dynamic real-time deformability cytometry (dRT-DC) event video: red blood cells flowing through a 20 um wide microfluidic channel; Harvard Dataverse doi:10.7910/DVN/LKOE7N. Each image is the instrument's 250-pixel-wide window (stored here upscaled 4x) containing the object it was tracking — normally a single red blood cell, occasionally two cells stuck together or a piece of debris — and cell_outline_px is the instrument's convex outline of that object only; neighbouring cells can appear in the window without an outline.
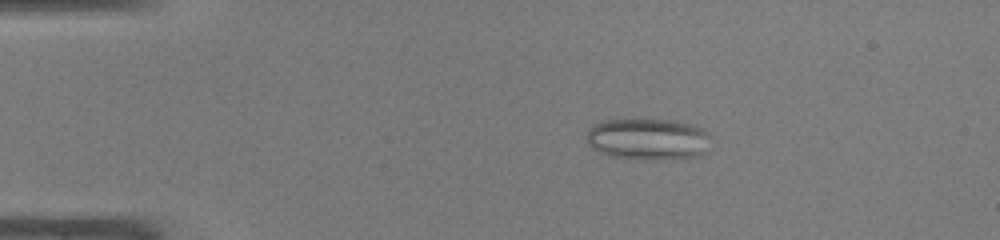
{"species": "common noctule bat (a hibernating species)", "species_latin": "Nyctalus noctula", "temperature_condition": "warm", "stored_images_in_passage": 48, "camera_frame_rate_fps": 3000, "um_per_image_px": 0.085, "animal": {"sex": "male", "body_mass_g": 19.0, "forearm_length_mm": 50.8}, "frame": {"image": 1, "passage_image": 9, "time_ms": 2.667, "image_size_px": [1000, 240], "cell_outline_px": [[708, 136], [704, 152], [696, 156], [644, 160], [640, 160], [608, 156], [592, 148], [588, 144], [588, 132], [596, 124], [604, 120], [676, 120], [700, 128], [708, 132]], "centroid_in_image_um": [55.03, 11.83], "position_along_channel_um": 30.0, "area_um2": 29.48}}
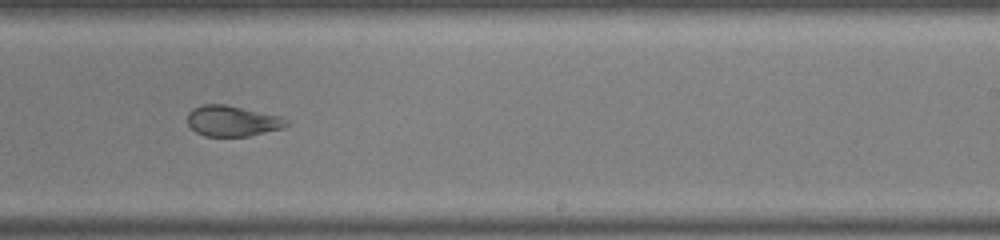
{"frame": {"image": 2, "passage_image": 30, "time_ms": 9.667, "image_size_px": [1000, 240], "cell_outline_px": [[288, 124], [280, 128], [248, 136], [204, 136], [196, 132], [188, 124], [188, 112], [192, 108], [200, 104], [224, 104], [280, 116], [288, 120]], "centroid_in_image_um": [19.69, 10.27], "position_along_channel_um": 269.3, "area_um2": 17.51}}
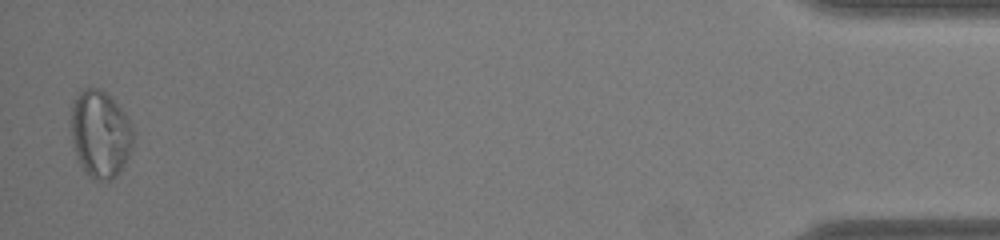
{"frame": {"image": 3, "passage_image": 47, "time_ms": 15.333, "image_size_px": [1000, 240], "cell_outline_px": [[132, 148], [124, 164], [116, 176], [112, 180], [96, 180], [88, 176], [80, 164], [76, 152], [72, 136], [72, 104], [76, 96], [84, 88], [100, 88], [120, 108], [132, 124]], "centroid_in_image_um": [8.53, 11.41], "position_along_channel_um": 426.7, "area_um2": 31.04}, "authors_computed_cell_mechanics": {"area_um2": 25.0852, "velocity_mm_per_s": 4.2535, "shape_relaxation_time_tau1_ms": null, "shape_relaxation_time_tau2_ms": 1.099, "deformation_change_tau1": null, "deformation_change_tau2": 0.0718}}